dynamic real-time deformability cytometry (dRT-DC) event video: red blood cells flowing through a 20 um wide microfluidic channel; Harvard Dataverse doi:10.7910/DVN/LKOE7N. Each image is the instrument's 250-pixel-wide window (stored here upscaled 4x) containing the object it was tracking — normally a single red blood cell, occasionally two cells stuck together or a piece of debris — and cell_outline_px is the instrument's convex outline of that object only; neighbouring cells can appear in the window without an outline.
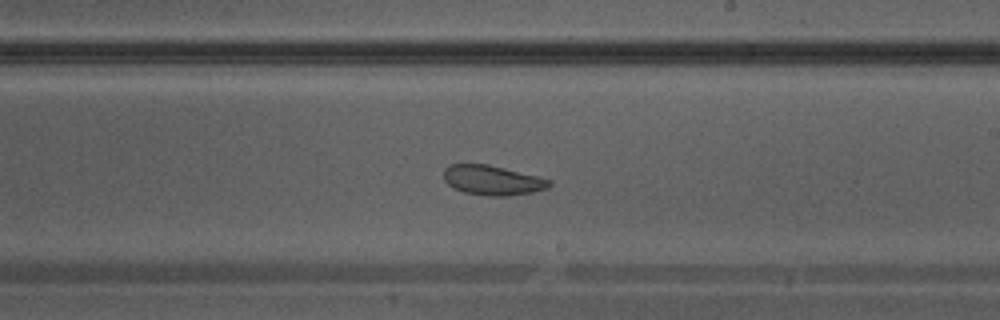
{"species": "Egyptian fruit bat (a non-hibernating species)", "species_latin": "Rousettus aegyptiacus", "temperature_condition": "warm", "stored_images_in_passage": 40, "camera_frame_rate_fps": 3000, "um_per_image_px": 0.085, "animal": {"sex": "male"}, "frame": {"image": 1, "passage_image": 23, "time_ms": 7.333, "image_size_px": [1000, 320], "cell_outline_px": [[552, 184], [548, 188], [532, 192], [508, 196], [488, 196], [464, 192], [452, 188], [444, 180], [444, 168], [448, 164], [488, 164], [552, 180]], "centroid_in_image_um": [41.84, 15.32], "position_along_channel_um": 247.2, "area_um2": 18.32}}